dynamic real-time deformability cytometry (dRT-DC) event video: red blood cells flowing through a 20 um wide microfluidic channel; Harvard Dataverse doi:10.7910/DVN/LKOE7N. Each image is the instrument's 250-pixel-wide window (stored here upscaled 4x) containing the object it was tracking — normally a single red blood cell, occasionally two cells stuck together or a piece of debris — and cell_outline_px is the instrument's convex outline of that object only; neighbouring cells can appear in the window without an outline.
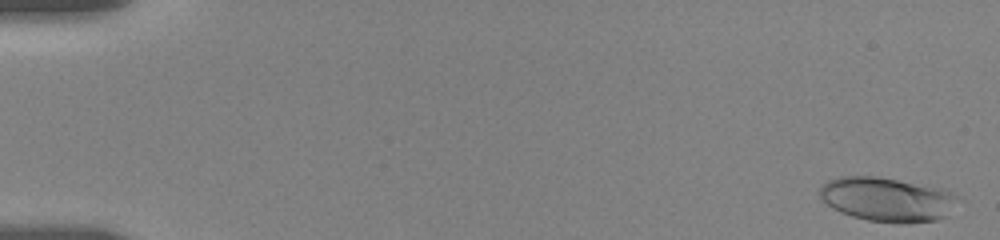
{"species": "human", "species_latin": "Homo sapiens", "temperature_condition": "room temperature", "stored_images_in_passage": 16, "camera_frame_rate_fps": 3000, "um_per_image_px": 0.085, "donor": {"sex": "female"}, "frame": {"image": 1, "passage_image": 1, "time_ms": 0.0, "image_size_px": [1000, 240], "cell_outline_px": [[964, 200], [944, 216], [936, 220], [868, 220], [852, 216], [840, 212], [832, 208], [820, 196], [820, 188], [828, 180], [840, 176], [876, 176], [944, 188], [960, 196]], "centroid_in_image_um": [75.46, 16.89], "position_along_channel_um": 9.5, "area_um2": 34.97}}
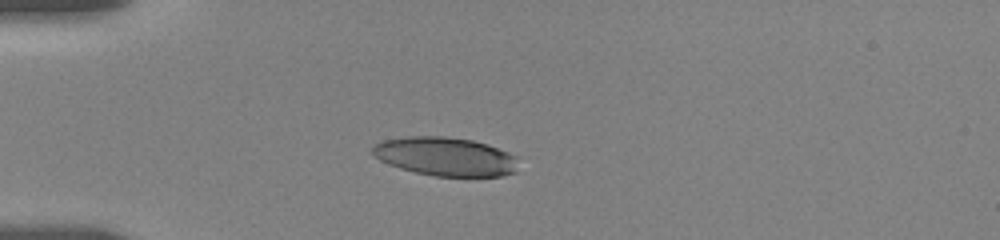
{"frame": {"image": 2, "passage_image": 12, "time_ms": 4.667, "image_size_px": [1000, 240], "cell_outline_px": [[516, 172], [504, 176], [436, 176], [416, 172], [400, 168], [388, 164], [380, 160], [372, 152], [372, 148], [376, 144], [384, 140], [408, 136], [444, 136], [472, 140], [488, 144], [508, 152], [516, 156]], "centroid_in_image_um": [37.88, 13.3], "position_along_channel_um": 47.1, "area_um2": 32.77}}
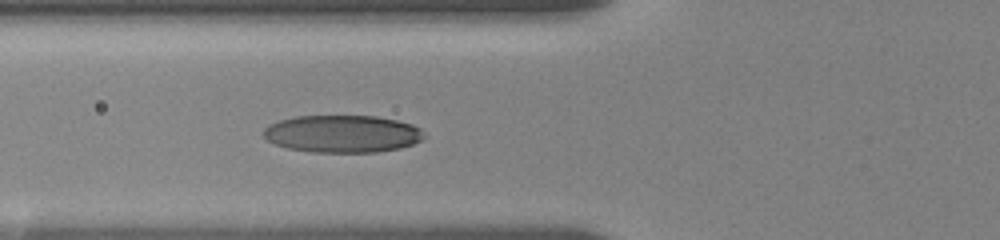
{"frame": {"image": 3, "passage_image": 16, "time_ms": 6.667, "image_size_px": [1000, 240], "cell_outline_px": [[428, 136], [412, 144], [400, 148], [376, 152], [312, 152], [288, 148], [276, 144], [268, 140], [264, 136], [264, 128], [268, 124], [280, 120], [296, 116], [376, 116], [396, 120], [412, 124], [420, 128]], "centroid_in_image_um": [29.13, 11.37], "position_along_channel_um": 96.7, "area_um2": 35.03}}